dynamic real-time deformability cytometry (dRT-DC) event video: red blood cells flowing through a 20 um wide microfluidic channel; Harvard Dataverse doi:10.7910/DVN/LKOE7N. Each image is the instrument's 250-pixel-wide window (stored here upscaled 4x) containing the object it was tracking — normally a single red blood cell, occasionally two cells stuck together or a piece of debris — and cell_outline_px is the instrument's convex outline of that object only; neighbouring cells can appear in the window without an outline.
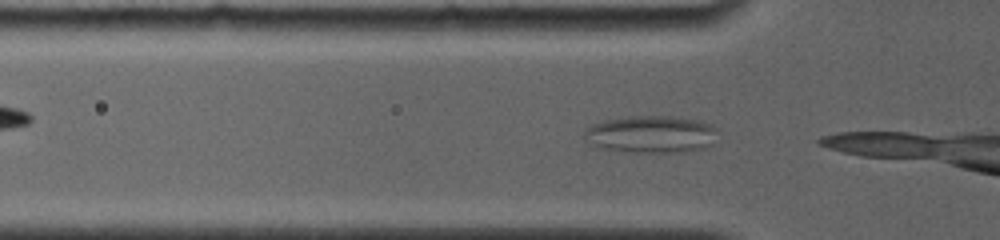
{"species": "common noctule bat (a hibernating species)", "species_latin": "Nyctalus noctula", "temperature_condition": "room temperature", "stored_images_in_passage": 5, "camera_frame_rate_fps": 4000, "um_per_image_px": 0.085, "animal": {"sex": "female", "body_mass_g": 19.0, "forearm_length_mm": 56.7}, "frame": {"image": 1, "passage_image": 3, "time_ms": 0.5, "image_size_px": [1000, 240], "cell_outline_px": [[716, 128], [712, 144], [700, 148], [680, 152], [628, 152], [600, 148], [592, 144], [584, 136], [584, 132], [592, 124], [604, 120], [628, 116], [672, 116], [700, 120], [712, 124]], "centroid_in_image_um": [55.33, 11.4], "position_along_channel_um": 70.5, "area_um2": 28.84}}